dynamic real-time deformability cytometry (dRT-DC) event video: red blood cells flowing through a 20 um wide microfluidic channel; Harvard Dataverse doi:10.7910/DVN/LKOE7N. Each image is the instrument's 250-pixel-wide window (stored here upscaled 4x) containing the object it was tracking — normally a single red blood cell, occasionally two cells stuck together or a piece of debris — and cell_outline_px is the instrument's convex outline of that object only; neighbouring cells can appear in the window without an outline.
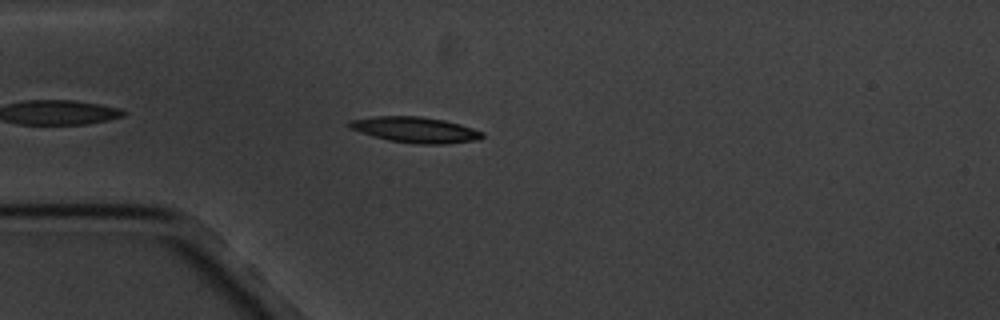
{"species": "common noctule bat (a hibernating species)", "species_latin": "Nyctalus noctula", "temperature_condition": "cold", "stored_images_in_passage": 8, "camera_frame_rate_fps": 3000, "um_per_image_px": 0.085, "animal": {"sex": "male", "body_mass_g": 20.1, "forearm_length_mm": 53.5}, "frame": {"image": 1, "passage_image": 3, "time_ms": 3.333, "image_size_px": [1000, 320], "cell_outline_px": [[484, 136], [480, 140], [444, 144], [420, 144], [388, 140], [360, 132], [348, 128], [344, 124], [348, 120], [376, 116], [420, 116], [444, 120], [460, 124], [484, 132]], "centroid_in_image_um": [35.28, 11.03], "position_along_channel_um": 49.7, "area_um2": 20.11}}
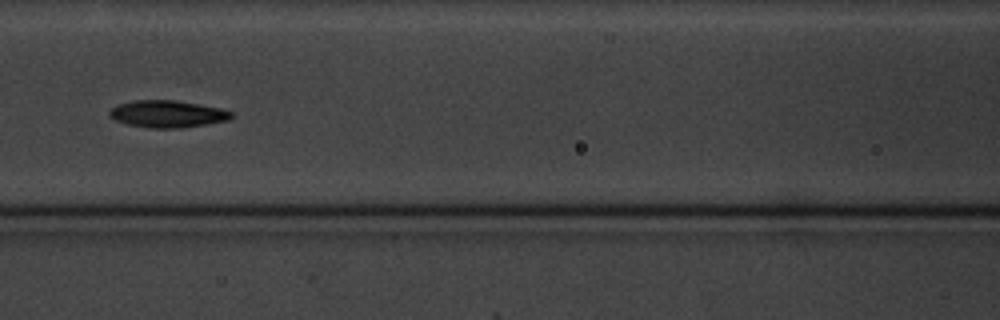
{"frame": {"image": 2, "passage_image": 6, "time_ms": 6.667, "image_size_px": [1000, 320], "cell_outline_px": [[232, 116], [228, 120], [208, 124], [180, 128], [148, 128], [128, 124], [116, 120], [108, 112], [116, 104], [132, 100], [176, 100], [220, 108], [232, 112]], "centroid_in_image_um": [14.22, 9.68], "position_along_channel_um": 152.4, "area_um2": 19.19}}
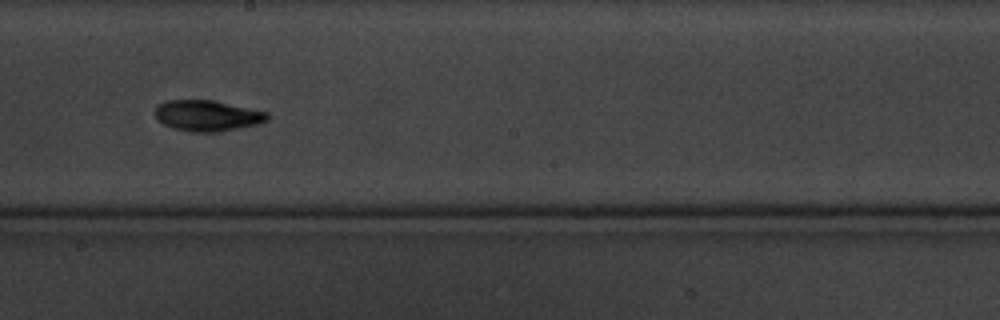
{"frame": {"image": 3, "passage_image": 8, "time_ms": 9.0, "image_size_px": [1000, 320], "cell_outline_px": [[268, 120], [256, 124], [240, 128], [216, 132], [192, 132], [172, 128], [156, 120], [156, 108], [160, 104], [168, 100], [212, 100], [268, 112]], "centroid_in_image_um": [17.61, 9.84], "position_along_channel_um": 230.6, "area_um2": 20.06}}